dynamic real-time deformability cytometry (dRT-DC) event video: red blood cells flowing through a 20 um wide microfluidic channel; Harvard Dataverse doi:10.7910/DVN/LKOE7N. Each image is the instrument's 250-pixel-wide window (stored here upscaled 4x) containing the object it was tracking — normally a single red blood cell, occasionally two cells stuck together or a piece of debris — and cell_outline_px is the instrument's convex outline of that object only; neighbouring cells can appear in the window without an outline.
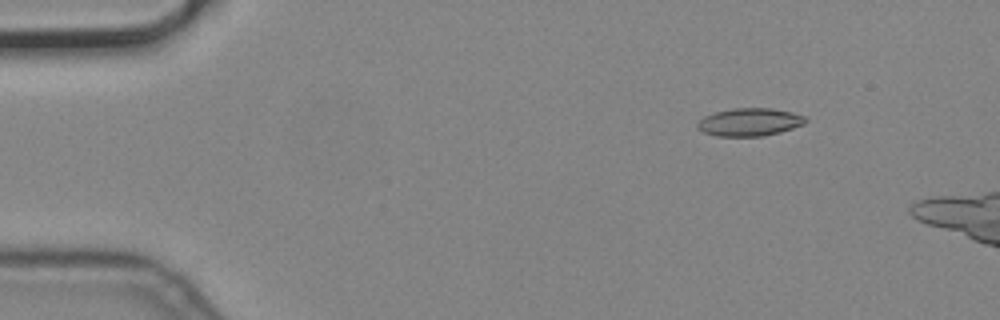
{"species": "common noctule bat (a hibernating species)", "species_latin": "Nyctalus noctula", "temperature_condition": "cold", "stored_images_in_passage": 6, "camera_frame_rate_fps": 3000, "um_per_image_px": 0.085, "animal": {"sex": "male", "body_mass_g": 19.2, "forearm_length_mm": 51.8}, "frame": {"image": 1, "passage_image": 3, "time_ms": 0.667, "image_size_px": [1000, 320], "cell_outline_px": [[808, 120], [804, 124], [780, 132], [764, 136], [716, 136], [704, 132], [696, 128], [696, 124], [704, 116], [716, 112], [732, 108], [772, 108], [792, 112], [804, 116]], "centroid_in_image_um": [63.71, 10.37], "position_along_channel_um": 21.3, "area_um2": 17.57}}
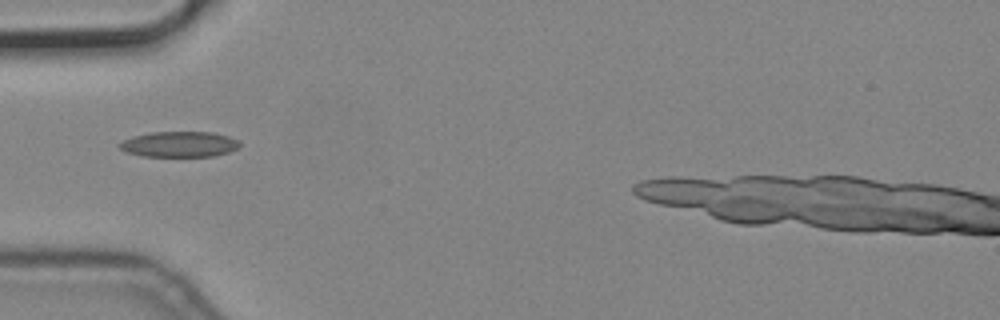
{"frame": {"image": 2, "passage_image": 6, "time_ms": 1.667, "image_size_px": [1000, 320], "cell_outline_px": [[240, 144], [236, 148], [228, 152], [216, 156], [140, 156], [128, 152], [120, 148], [116, 144], [132, 136], [148, 132], [212, 132], [228, 136], [240, 140]], "centroid_in_image_um": [15.23, 12.25], "position_along_channel_um": 69.8, "area_um2": 17.98}}